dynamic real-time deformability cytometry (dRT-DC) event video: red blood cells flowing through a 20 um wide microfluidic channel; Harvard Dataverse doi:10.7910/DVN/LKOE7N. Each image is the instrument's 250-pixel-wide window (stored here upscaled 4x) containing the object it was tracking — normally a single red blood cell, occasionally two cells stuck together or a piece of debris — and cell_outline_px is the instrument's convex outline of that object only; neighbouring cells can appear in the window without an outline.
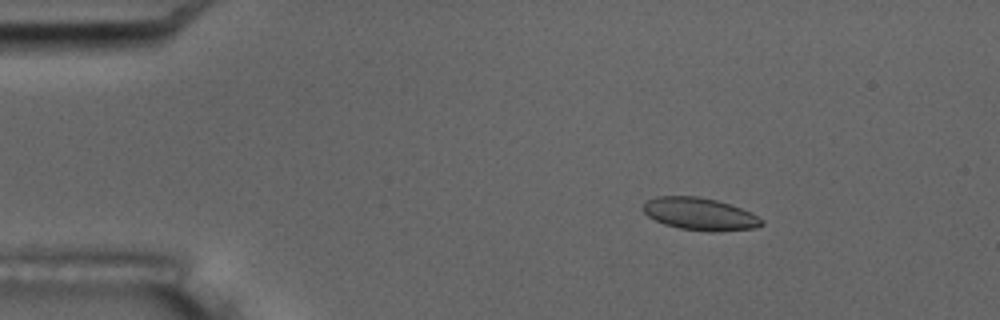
{"species": "common noctule bat (a hibernating species)", "species_latin": "Nyctalus noctula", "temperature_condition": "room temperature", "stored_images_in_passage": 7, "camera_frame_rate_fps": 3000, "um_per_image_px": 0.085, "animal": {"sex": "male", "body_mass_g": 17.5, "forearm_length_mm": 52.3}, "frame": {"image": 1, "passage_image": 2, "time_ms": 1.0, "image_size_px": [1000, 320], "cell_outline_px": [[764, 224], [756, 228], [712, 232], [708, 232], [680, 228], [664, 224], [648, 216], [640, 208], [648, 200], [656, 196], [696, 196], [716, 200], [740, 208], [764, 220]], "centroid_in_image_um": [59.46, 18.19], "position_along_channel_um": 25.5, "area_um2": 22.25}}
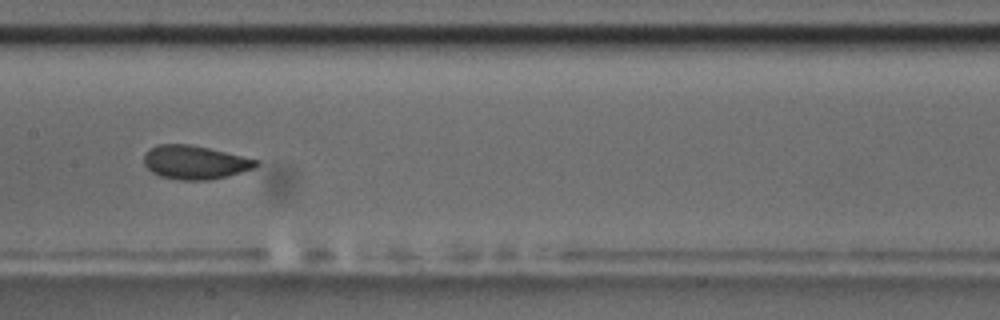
{"frame": {"image": 2, "passage_image": 7, "time_ms": 7.667, "image_size_px": [1000, 320], "cell_outline_px": [[260, 164], [252, 168], [228, 176], [208, 180], [180, 180], [160, 176], [152, 172], [144, 164], [144, 156], [156, 144], [188, 144], [208, 148], [260, 160]], "centroid_in_image_um": [16.58, 13.8], "position_along_channel_um": 190.8, "area_um2": 21.79}}